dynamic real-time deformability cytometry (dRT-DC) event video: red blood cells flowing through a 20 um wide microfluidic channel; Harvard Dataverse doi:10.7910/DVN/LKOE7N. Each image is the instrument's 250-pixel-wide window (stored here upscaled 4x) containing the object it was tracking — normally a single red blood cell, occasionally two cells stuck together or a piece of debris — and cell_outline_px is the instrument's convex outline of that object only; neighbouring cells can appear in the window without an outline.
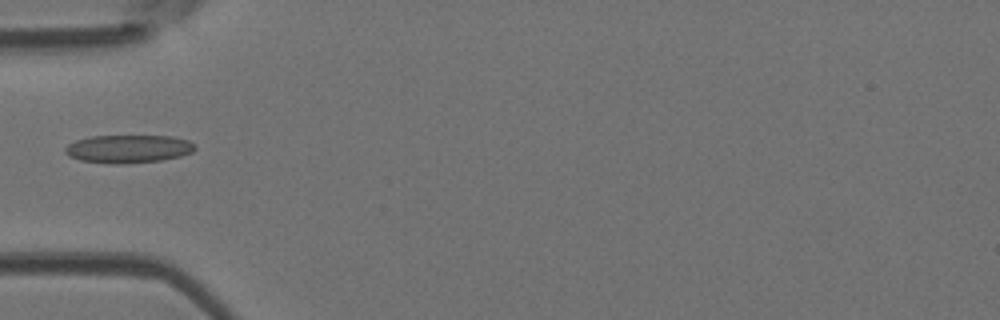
{"species": "Egyptian fruit bat (a non-hibernating species)", "species_latin": "Rousettus aegyptiacus", "temperature_condition": "room temperature", "stored_images_in_passage": 28, "camera_frame_rate_fps": 3000, "um_per_image_px": 0.085, "animal": {"sex": "female"}, "frame": {"image": 1, "passage_image": 1, "time_ms": 0.0, "image_size_px": [1000, 320], "cell_outline_px": [[196, 148], [192, 152], [180, 156], [160, 160], [120, 164], [112, 164], [80, 160], [68, 156], [64, 152], [64, 148], [68, 144], [76, 140], [92, 136], [172, 136], [188, 140]], "centroid_in_image_um": [10.87, 12.65], "position_along_channel_um": 74.1, "area_um2": 21.15}}
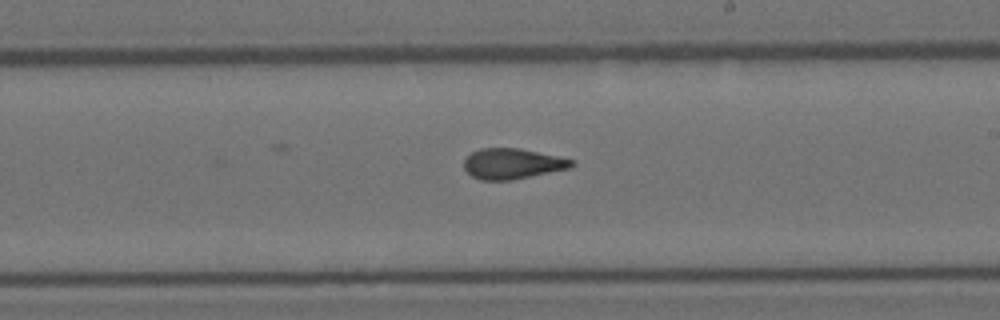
{"frame": {"image": 2, "passage_image": 14, "time_ms": 4.333, "image_size_px": [1000, 320], "cell_outline_px": [[576, 164], [572, 168], [512, 180], [480, 180], [472, 176], [464, 168], [464, 160], [472, 152], [480, 148], [520, 148], [576, 160]], "centroid_in_image_um": [43.6, 13.91], "position_along_channel_um": 245.4, "area_um2": 19.31}}
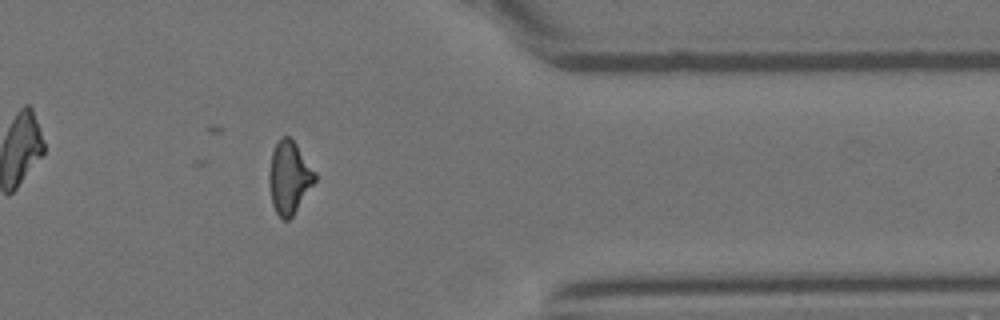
{"frame": {"image": 3, "passage_image": 26, "time_ms": 8.333, "image_size_px": [1000, 320], "cell_outline_px": [[316, 180], [292, 216], [288, 220], [284, 220], [276, 212], [272, 204], [268, 176], [272, 152], [276, 144], [284, 136], [288, 136], [296, 144], [316, 172]], "centroid_in_image_um": [24.58, 15.09], "position_along_channel_um": 386.8, "area_um2": 19.02}}